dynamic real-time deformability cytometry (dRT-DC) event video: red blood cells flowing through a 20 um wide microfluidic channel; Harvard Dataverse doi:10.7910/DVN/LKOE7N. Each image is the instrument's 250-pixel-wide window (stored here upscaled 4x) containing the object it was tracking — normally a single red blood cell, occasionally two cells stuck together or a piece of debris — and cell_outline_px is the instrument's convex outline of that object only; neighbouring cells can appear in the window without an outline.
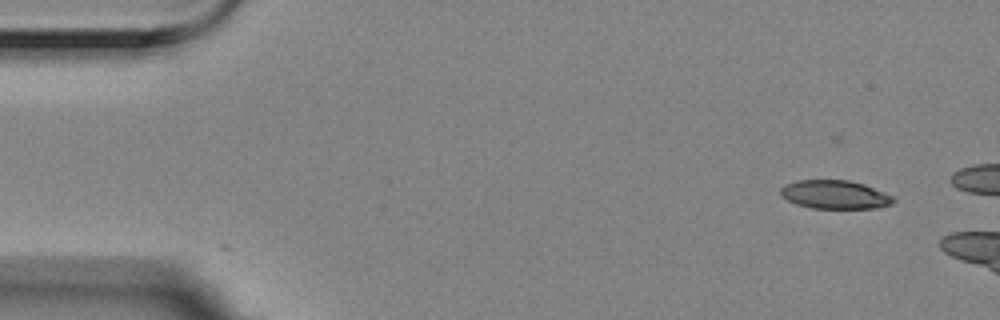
{"species": "Egyptian fruit bat (a non-hibernating species)", "species_latin": "Rousettus aegyptiacus", "temperature_condition": "room temperature", "stored_images_in_passage": 3, "camera_frame_rate_fps": 3000, "um_per_image_px": 0.085, "animal": {"sex": "female"}, "frame": {"image": 1, "passage_image": 1, "time_ms": 0.0, "image_size_px": [1000, 320], "cell_outline_px": [[896, 200], [892, 204], [876, 208], [812, 208], [796, 204], [780, 196], [780, 188], [784, 184], [796, 180], [848, 180], [864, 184], [892, 196]], "centroid_in_image_um": [70.93, 16.53], "position_along_channel_um": 14.1, "area_um2": 18.79}}